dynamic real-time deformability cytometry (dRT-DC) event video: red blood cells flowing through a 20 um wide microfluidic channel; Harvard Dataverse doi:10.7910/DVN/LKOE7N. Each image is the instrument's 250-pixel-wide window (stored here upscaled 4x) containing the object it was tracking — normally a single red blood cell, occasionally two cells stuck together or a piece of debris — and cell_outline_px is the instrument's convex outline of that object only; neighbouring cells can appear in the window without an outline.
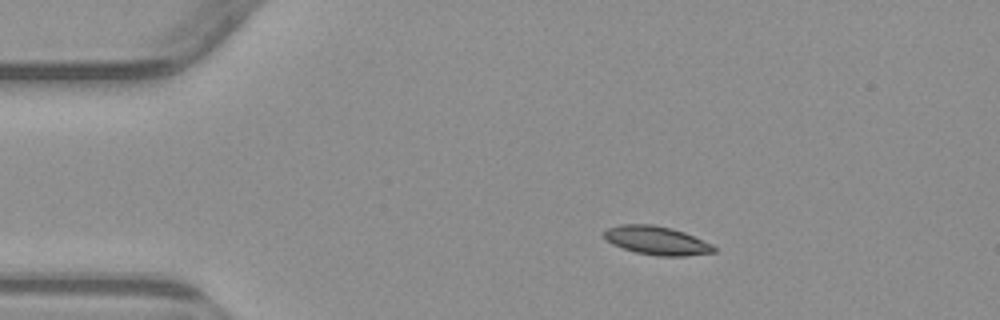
{"species": "common noctule bat (a hibernating species)", "species_latin": "Nyctalus noctula", "temperature_condition": "warm", "stored_images_in_passage": 4, "camera_frame_rate_fps": 3000, "um_per_image_px": 0.085, "animal": {"sex": "male", "body_mass_g": 23.1, "forearm_length_mm": 52.7}, "frame": {"image": 1, "passage_image": 2, "time_ms": 1.667, "image_size_px": [1000, 320], "cell_outline_px": [[716, 252], [684, 256], [656, 256], [636, 252], [612, 244], [604, 236], [604, 232], [608, 228], [620, 224], [652, 224], [672, 228], [684, 232], [712, 244], [716, 248]], "centroid_in_image_um": [55.84, 20.44], "position_along_channel_um": 29.2, "area_um2": 18.21}}
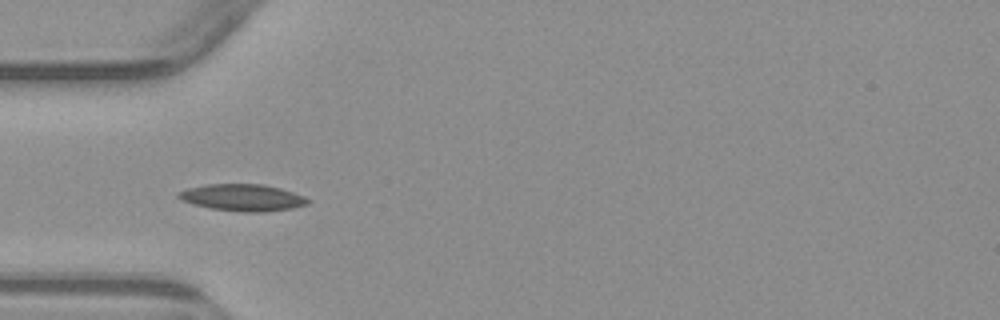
{"frame": {"image": 2, "passage_image": 4, "time_ms": 4.0, "image_size_px": [1000, 320], "cell_outline_px": [[308, 204], [292, 208], [264, 212], [244, 212], [208, 208], [192, 204], [180, 200], [176, 196], [176, 192], [188, 188], [208, 184], [264, 184], [280, 188], [304, 196], [308, 200]], "centroid_in_image_um": [20.56, 16.79], "position_along_channel_um": 64.4, "area_um2": 20.29}}